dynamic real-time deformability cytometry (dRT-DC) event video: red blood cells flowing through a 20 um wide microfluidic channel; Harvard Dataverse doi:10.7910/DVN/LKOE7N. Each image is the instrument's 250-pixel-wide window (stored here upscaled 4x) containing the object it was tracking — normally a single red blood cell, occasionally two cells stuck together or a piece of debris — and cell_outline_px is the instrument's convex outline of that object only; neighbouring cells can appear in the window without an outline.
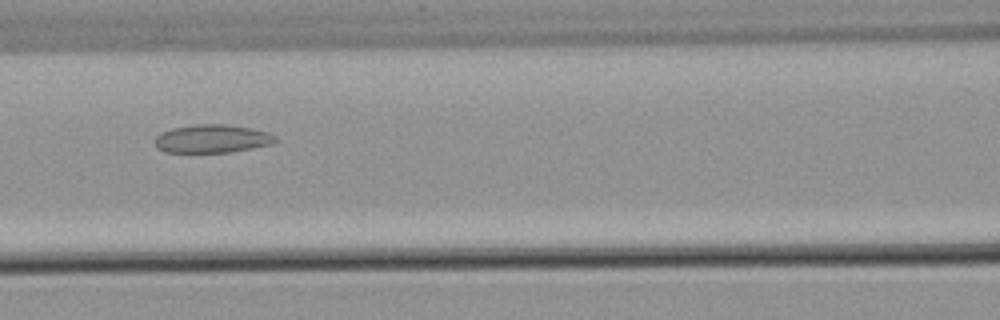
{"species": "common noctule bat (a hibernating species)", "species_latin": "Nyctalus noctula", "temperature_condition": "warm", "stored_images_in_passage": 34, "segment_of_instrument_passage": [1, 2], "camera_frame_rate_fps": 3000, "um_per_image_px": 0.085, "animal": {"sex": "male", "body_mass_g": 21.5, "forearm_length_mm": 52.0}, "frame": {"image": 1, "passage_image": 8, "time_ms": 2.333, "image_size_px": [1000, 320], "cell_outline_px": [[276, 140], [272, 144], [232, 152], [164, 152], [156, 148], [156, 136], [160, 132], [172, 128], [192, 124], [228, 124], [252, 128], [268, 132], [276, 136]], "centroid_in_image_um": [18.02, 11.78], "position_along_channel_um": 148.6, "area_um2": 20.0}}
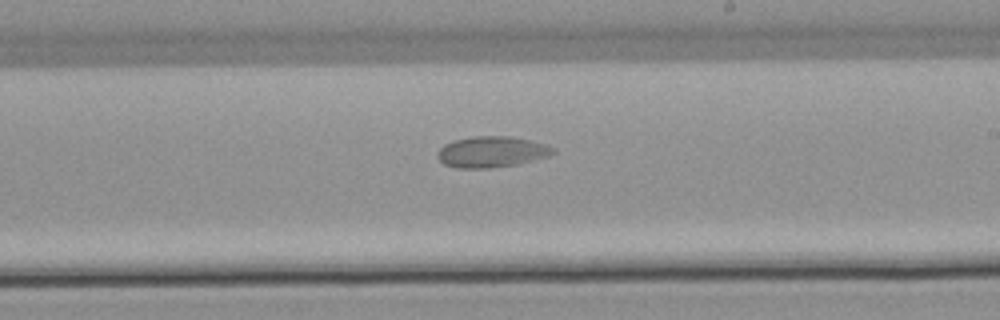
{"frame": {"image": 2, "passage_image": 16, "time_ms": 5.0, "image_size_px": [1000, 320], "cell_outline_px": [[556, 152], [548, 156], [516, 164], [492, 168], [456, 168], [444, 164], [436, 156], [436, 152], [444, 144], [452, 140], [472, 136], [512, 136], [544, 144], [556, 148]], "centroid_in_image_um": [41.75, 12.9], "position_along_channel_um": 247.3, "area_um2": 20.98}}
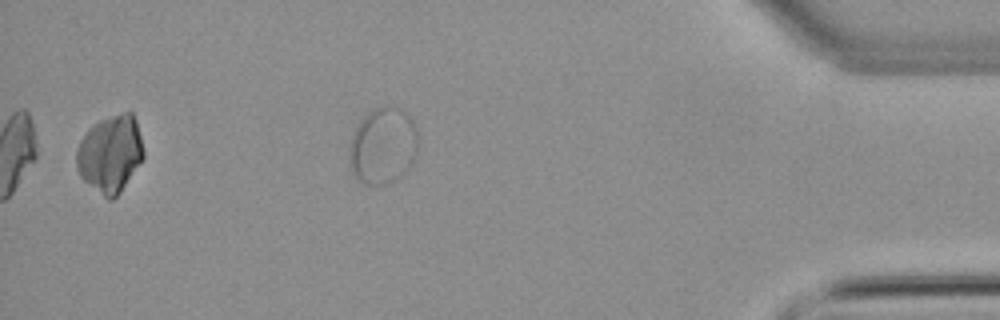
{"frame": {"image": 3, "passage_image": 32, "time_ms": 10.333, "image_size_px": [1000, 320], "cell_outline_px": [[144, 160], [120, 192], [112, 200], [108, 200], [84, 180], [80, 176], [76, 168], [76, 148], [80, 140], [88, 128], [92, 124], [100, 120], [124, 112], [132, 112], [136, 120], [144, 152]], "centroid_in_image_um": [9.37, 13.08], "position_along_channel_um": 425.8, "area_um2": 30.29}}